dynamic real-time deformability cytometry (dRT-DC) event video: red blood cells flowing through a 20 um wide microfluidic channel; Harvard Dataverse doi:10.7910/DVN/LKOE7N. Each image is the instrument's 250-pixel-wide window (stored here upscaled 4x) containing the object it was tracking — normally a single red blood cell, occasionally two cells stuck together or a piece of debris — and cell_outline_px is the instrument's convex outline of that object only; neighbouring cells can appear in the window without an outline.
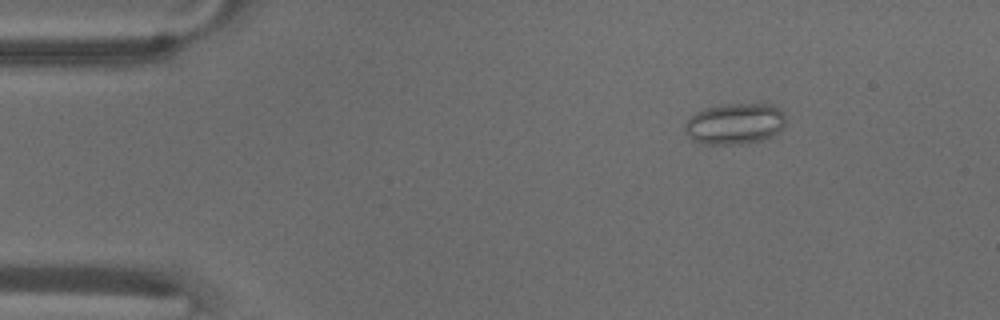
{"species": "common noctule bat (a hibernating species)", "species_latin": "Nyctalus noctula", "temperature_condition": "warm", "stored_images_in_passage": 53, "camera_frame_rate_fps": 3000, "um_per_image_px": 0.085, "animal": {"sex": "male", "body_mass_g": 18.8}, "frame": {"image": 1, "passage_image": 7, "time_ms": 2.0, "image_size_px": [1000, 320], "cell_outline_px": [[784, 124], [772, 136], [764, 140], [748, 144], [704, 144], [692, 140], [684, 132], [684, 124], [696, 112], [704, 108], [720, 104], [772, 104], [780, 108], [784, 112]], "centroid_in_image_um": [62.44, 10.52], "position_along_channel_um": 22.6, "area_um2": 24.39}}
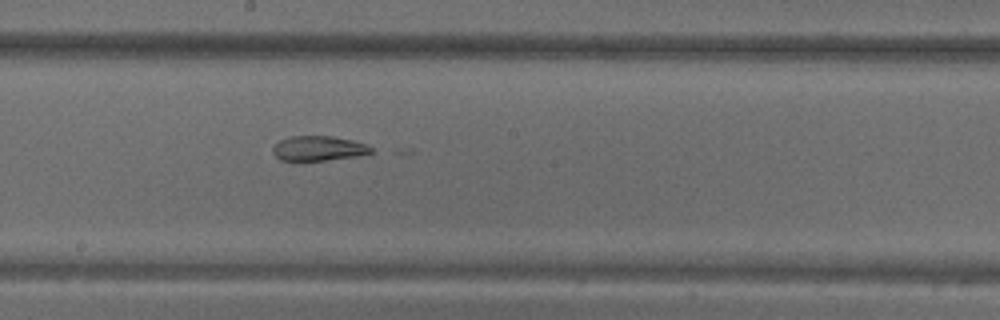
{"frame": {"image": 2, "passage_image": 29, "time_ms": 9.333, "image_size_px": [1000, 320], "cell_outline_px": [[372, 152], [356, 156], [324, 160], [280, 160], [272, 152], [272, 148], [280, 140], [288, 136], [332, 136], [352, 140], [364, 144], [372, 148]], "centroid_in_image_um": [27.03, 12.6], "position_along_channel_um": 221.2, "area_um2": 13.99}}
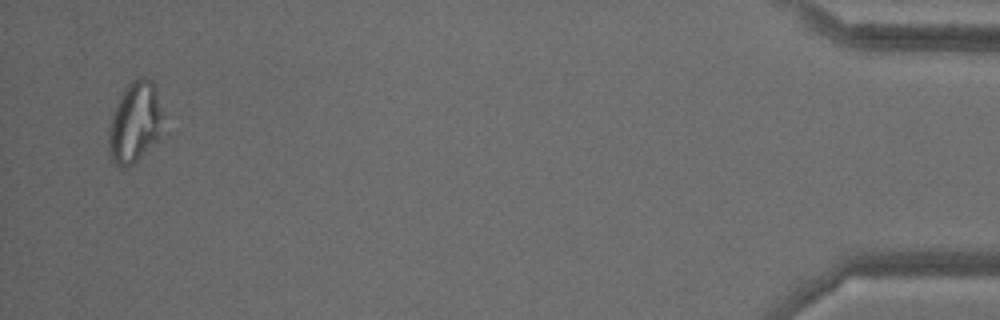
{"frame": {"image": 3, "passage_image": 52, "time_ms": 17.0, "image_size_px": [1000, 320], "cell_outline_px": [[168, 132], [132, 164], [120, 168], [112, 160], [108, 152], [108, 128], [112, 112], [120, 96], [128, 84], [136, 76], [144, 76], [152, 80], [156, 88]], "centroid_in_image_um": [11.52, 10.4], "position_along_channel_um": 423.7, "area_um2": 26.7}, "authors_computed_cell_mechanics": {"area_um2": 20.9236, "velocity_mm_per_s": 3.7344, "shape_relaxation_time_tau1_ms": null, "shape_relaxation_time_tau2_ms": 1.1535, "deformation_change_tau1": null, "deformation_change_tau2": 0.0734}}